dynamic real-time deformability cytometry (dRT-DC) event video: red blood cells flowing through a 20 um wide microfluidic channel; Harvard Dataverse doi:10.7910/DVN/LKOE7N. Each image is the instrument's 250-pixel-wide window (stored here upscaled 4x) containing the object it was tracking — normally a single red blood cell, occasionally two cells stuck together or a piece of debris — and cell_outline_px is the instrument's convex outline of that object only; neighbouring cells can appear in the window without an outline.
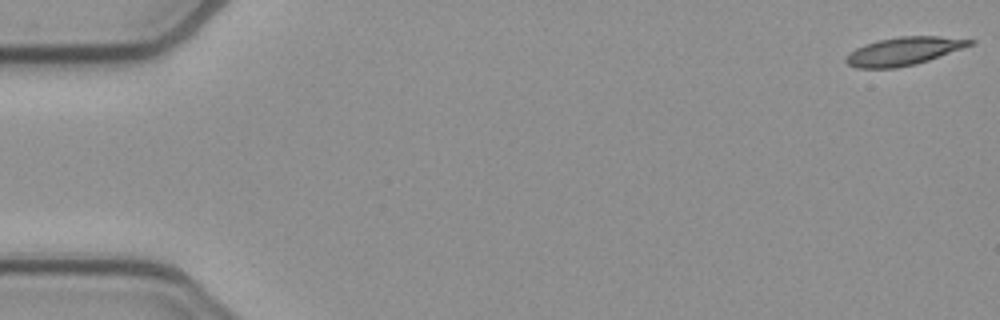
{"species": "common noctule bat (a hibernating species)", "species_latin": "Nyctalus noctula", "temperature_condition": "cold", "stored_images_in_passage": 53, "camera_frame_rate_fps": 3000, "um_per_image_px": 0.085, "animal": {"sex": "female", "body_mass_g": 21.9}, "frame": {"image": 1, "passage_image": 1, "time_ms": 0.0, "image_size_px": [1000, 320], "cell_outline_px": [[976, 40], [972, 44], [928, 60], [916, 64], [896, 68], [856, 68], [848, 64], [844, 60], [848, 52], [864, 44], [880, 40], [900, 36], [940, 36]], "centroid_in_image_um": [76.76, 4.35], "position_along_channel_um": 8.2, "area_um2": 20.11}}
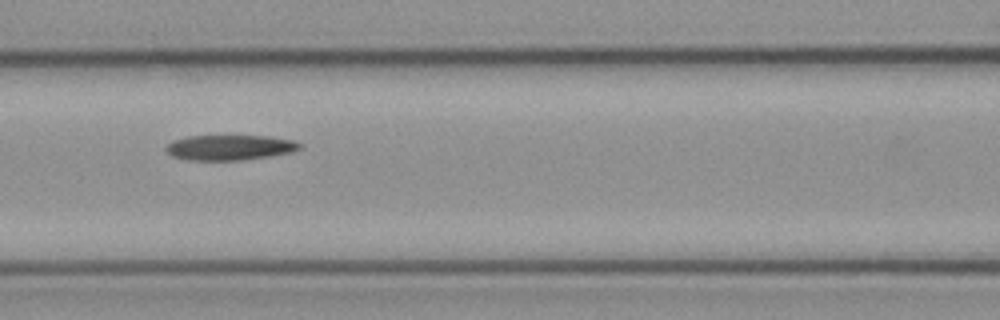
{"frame": {"image": 2, "passage_image": 23, "time_ms": 7.333, "image_size_px": [1000, 320], "cell_outline_px": [[304, 144], [300, 148], [292, 152], [268, 156], [240, 160], [188, 160], [172, 156], [164, 148], [172, 140], [188, 136], [268, 136], [296, 140]], "centroid_in_image_um": [19.55, 12.53], "position_along_channel_um": 147.1, "area_um2": 19.71}}
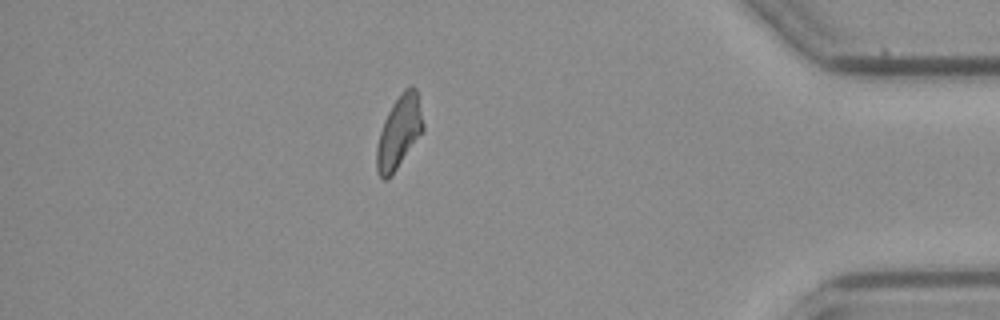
{"frame": {"image": 3, "passage_image": 46, "time_ms": 15.0, "image_size_px": [1000, 320], "cell_outline_px": [[424, 132], [392, 176], [388, 180], [384, 180], [380, 176], [376, 168], [376, 148], [380, 132], [384, 120], [392, 104], [400, 92], [404, 88], [412, 84], [416, 88], [424, 124]], "centroid_in_image_um": [33.93, 11.24], "position_along_channel_um": 401.3, "area_um2": 20.06}}